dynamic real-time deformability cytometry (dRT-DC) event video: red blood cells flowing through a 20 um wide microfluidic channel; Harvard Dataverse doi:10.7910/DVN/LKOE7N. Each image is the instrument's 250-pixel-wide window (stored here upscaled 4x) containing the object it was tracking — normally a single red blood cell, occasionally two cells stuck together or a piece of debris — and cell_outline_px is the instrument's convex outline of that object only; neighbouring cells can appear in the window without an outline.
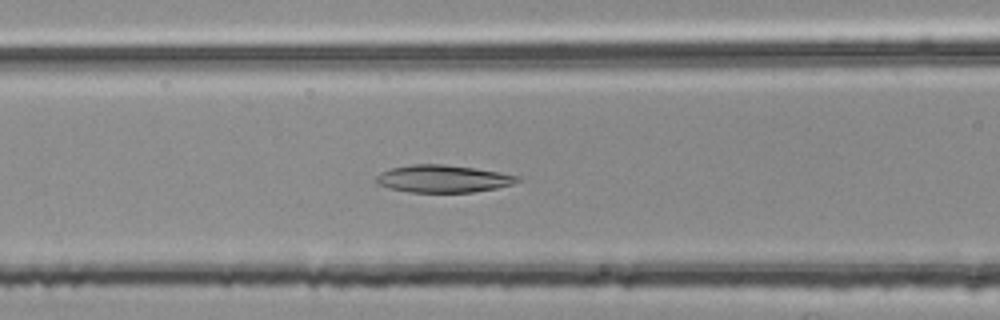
{"species": "common noctule bat (a hibernating species)", "species_latin": "Nyctalus noctula", "temperature_condition": "room temperature", "stored_images_in_passage": 40, "camera_frame_rate_fps": 3000, "um_per_image_px": 0.085, "animal": {"sex": "female", "body_mass_g": 25.1}, "frame": {"image": 1, "passage_image": 9, "time_ms": 2.667, "image_size_px": [1000, 320], "cell_outline_px": [[520, 180], [512, 184], [496, 188], [472, 192], [408, 192], [388, 188], [376, 184], [376, 176], [392, 168], [412, 164], [444, 164], [500, 172], [520, 176]], "centroid_in_image_um": [37.65, 15.2], "position_along_channel_um": 128.9, "area_um2": 22.43}}
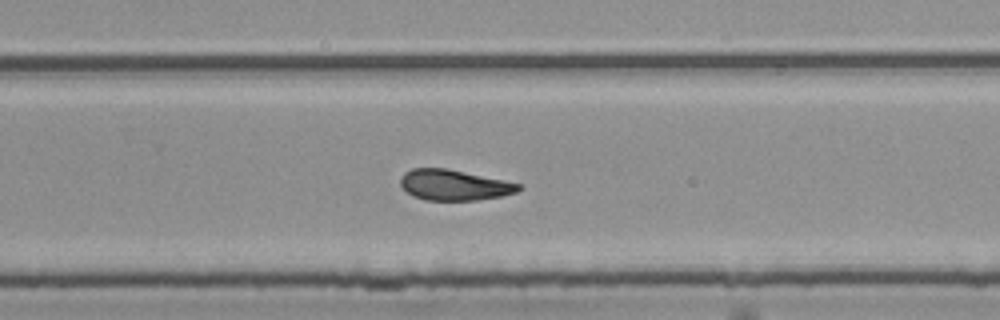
{"frame": {"image": 2, "passage_image": 22, "time_ms": 7.0, "image_size_px": [1000, 320], "cell_outline_px": [[524, 188], [516, 192], [500, 196], [476, 200], [428, 200], [412, 196], [400, 184], [400, 176], [404, 172], [412, 168], [448, 168], [524, 184]], "centroid_in_image_um": [38.63, 15.71], "position_along_channel_um": 291.2, "area_um2": 21.27}}
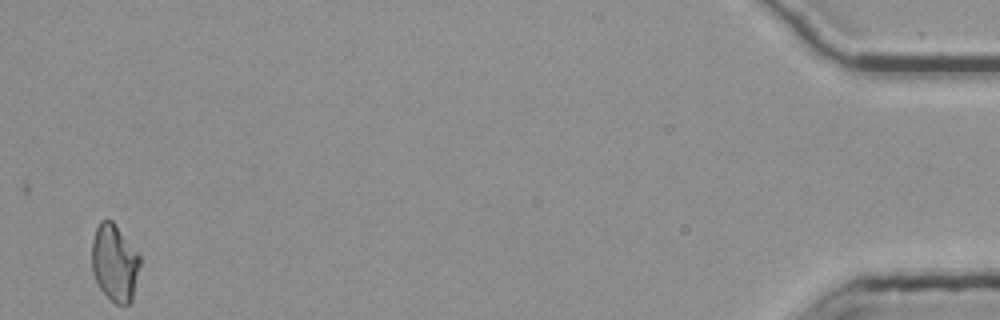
{"frame": {"image": 3, "passage_image": 40, "time_ms": 13.0, "image_size_px": [1000, 320], "cell_outline_px": [[140, 264], [132, 300], [128, 304], [116, 304], [96, 284], [92, 272], [92, 240], [96, 228], [100, 220], [112, 220], [140, 256]], "centroid_in_image_um": [9.73, 22.34], "position_along_channel_um": 425.5, "area_um2": 21.44}, "authors_computed_cell_mechanics": {"area_um2": 21.9062, "velocity_mm_per_s": 3.7562, "shape_relaxation_time_tau1_ms": null, "shape_relaxation_time_tau2_ms": 5.2522, "deformation_change_tau1": null, "deformation_change_tau2": 0.0869}}